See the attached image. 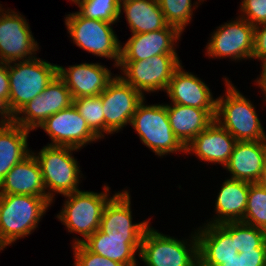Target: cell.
Listing matches in <instances>:
<instances>
[{"instance_id":"cell-1","label":"cell","mask_w":266,"mask_h":266,"mask_svg":"<svg viewBox=\"0 0 266 266\" xmlns=\"http://www.w3.org/2000/svg\"><path fill=\"white\" fill-rule=\"evenodd\" d=\"M192 246L148 227L139 255L147 266H223L229 259L203 232L193 236ZM191 249V250H190Z\"/></svg>"},{"instance_id":"cell-2","label":"cell","mask_w":266,"mask_h":266,"mask_svg":"<svg viewBox=\"0 0 266 266\" xmlns=\"http://www.w3.org/2000/svg\"><path fill=\"white\" fill-rule=\"evenodd\" d=\"M266 241V190L250 183L242 221L217 245L229 260H247Z\"/></svg>"},{"instance_id":"cell-3","label":"cell","mask_w":266,"mask_h":266,"mask_svg":"<svg viewBox=\"0 0 266 266\" xmlns=\"http://www.w3.org/2000/svg\"><path fill=\"white\" fill-rule=\"evenodd\" d=\"M51 204L48 197L0 194V237L6 245L31 234Z\"/></svg>"},{"instance_id":"cell-4","label":"cell","mask_w":266,"mask_h":266,"mask_svg":"<svg viewBox=\"0 0 266 266\" xmlns=\"http://www.w3.org/2000/svg\"><path fill=\"white\" fill-rule=\"evenodd\" d=\"M8 63L10 94L8 104L14 115L28 102L42 93L58 75V65H52L36 57ZM34 58V59H33Z\"/></svg>"},{"instance_id":"cell-5","label":"cell","mask_w":266,"mask_h":266,"mask_svg":"<svg viewBox=\"0 0 266 266\" xmlns=\"http://www.w3.org/2000/svg\"><path fill=\"white\" fill-rule=\"evenodd\" d=\"M227 94L219 97L215 120L226 129L236 141L266 140L265 132L254 106L227 79ZM223 122L221 121V118Z\"/></svg>"},{"instance_id":"cell-6","label":"cell","mask_w":266,"mask_h":266,"mask_svg":"<svg viewBox=\"0 0 266 266\" xmlns=\"http://www.w3.org/2000/svg\"><path fill=\"white\" fill-rule=\"evenodd\" d=\"M143 101L137 106L130 122L141 141L159 156L174 151L186 152V147L171 129L166 105L146 106Z\"/></svg>"},{"instance_id":"cell-7","label":"cell","mask_w":266,"mask_h":266,"mask_svg":"<svg viewBox=\"0 0 266 266\" xmlns=\"http://www.w3.org/2000/svg\"><path fill=\"white\" fill-rule=\"evenodd\" d=\"M249 186L250 182L231 178L223 182L216 200L219 218H215L213 223H208L202 230L216 245L242 221L247 207Z\"/></svg>"},{"instance_id":"cell-8","label":"cell","mask_w":266,"mask_h":266,"mask_svg":"<svg viewBox=\"0 0 266 266\" xmlns=\"http://www.w3.org/2000/svg\"><path fill=\"white\" fill-rule=\"evenodd\" d=\"M112 23L89 19L78 12L68 14L66 25L75 44L100 57L113 58L116 66L120 62L121 46L114 34Z\"/></svg>"},{"instance_id":"cell-9","label":"cell","mask_w":266,"mask_h":266,"mask_svg":"<svg viewBox=\"0 0 266 266\" xmlns=\"http://www.w3.org/2000/svg\"><path fill=\"white\" fill-rule=\"evenodd\" d=\"M77 148L69 146H45L35 156L43 176L46 188L63 195L71 194L77 189L80 170L77 161L72 157L71 151Z\"/></svg>"},{"instance_id":"cell-10","label":"cell","mask_w":266,"mask_h":266,"mask_svg":"<svg viewBox=\"0 0 266 266\" xmlns=\"http://www.w3.org/2000/svg\"><path fill=\"white\" fill-rule=\"evenodd\" d=\"M64 196L69 200L57 216L69 232H78L86 240L100 228L102 213L110 198L107 193L80 190Z\"/></svg>"},{"instance_id":"cell-11","label":"cell","mask_w":266,"mask_h":266,"mask_svg":"<svg viewBox=\"0 0 266 266\" xmlns=\"http://www.w3.org/2000/svg\"><path fill=\"white\" fill-rule=\"evenodd\" d=\"M177 55H155L146 60L120 61L125 78L120 76L141 94L142 90L153 92L167 90L175 70L180 66Z\"/></svg>"},{"instance_id":"cell-12","label":"cell","mask_w":266,"mask_h":266,"mask_svg":"<svg viewBox=\"0 0 266 266\" xmlns=\"http://www.w3.org/2000/svg\"><path fill=\"white\" fill-rule=\"evenodd\" d=\"M104 110V132L113 133L131 122L143 94L120 76L113 77L100 94Z\"/></svg>"},{"instance_id":"cell-13","label":"cell","mask_w":266,"mask_h":266,"mask_svg":"<svg viewBox=\"0 0 266 266\" xmlns=\"http://www.w3.org/2000/svg\"><path fill=\"white\" fill-rule=\"evenodd\" d=\"M73 98L65 82L57 75L46 89L22 107L14 117V123L27 130L40 127L51 115L69 108ZM24 114L25 117L17 116Z\"/></svg>"},{"instance_id":"cell-14","label":"cell","mask_w":266,"mask_h":266,"mask_svg":"<svg viewBox=\"0 0 266 266\" xmlns=\"http://www.w3.org/2000/svg\"><path fill=\"white\" fill-rule=\"evenodd\" d=\"M40 127L51 137V146L80 149L84 144L99 139L73 104L51 115Z\"/></svg>"},{"instance_id":"cell-15","label":"cell","mask_w":266,"mask_h":266,"mask_svg":"<svg viewBox=\"0 0 266 266\" xmlns=\"http://www.w3.org/2000/svg\"><path fill=\"white\" fill-rule=\"evenodd\" d=\"M241 19V20H240ZM226 23L217 29L207 45V53L212 57L252 58L254 49V29L245 17Z\"/></svg>"},{"instance_id":"cell-16","label":"cell","mask_w":266,"mask_h":266,"mask_svg":"<svg viewBox=\"0 0 266 266\" xmlns=\"http://www.w3.org/2000/svg\"><path fill=\"white\" fill-rule=\"evenodd\" d=\"M2 14L0 15V62L8 64L18 59L24 60V57L34 54L32 52L37 51V42L26 20L12 11Z\"/></svg>"},{"instance_id":"cell-17","label":"cell","mask_w":266,"mask_h":266,"mask_svg":"<svg viewBox=\"0 0 266 266\" xmlns=\"http://www.w3.org/2000/svg\"><path fill=\"white\" fill-rule=\"evenodd\" d=\"M180 35L181 32L170 25L157 31L132 34L124 47H121L120 61L146 60L155 55H177L173 45Z\"/></svg>"},{"instance_id":"cell-18","label":"cell","mask_w":266,"mask_h":266,"mask_svg":"<svg viewBox=\"0 0 266 266\" xmlns=\"http://www.w3.org/2000/svg\"><path fill=\"white\" fill-rule=\"evenodd\" d=\"M130 204L128 191L111 197L104 207L99 229L108 237L142 238L149 222L132 224Z\"/></svg>"},{"instance_id":"cell-19","label":"cell","mask_w":266,"mask_h":266,"mask_svg":"<svg viewBox=\"0 0 266 266\" xmlns=\"http://www.w3.org/2000/svg\"><path fill=\"white\" fill-rule=\"evenodd\" d=\"M58 76L65 82L73 99L100 95L113 79L107 68L94 63L69 66L68 69L58 66Z\"/></svg>"},{"instance_id":"cell-20","label":"cell","mask_w":266,"mask_h":266,"mask_svg":"<svg viewBox=\"0 0 266 266\" xmlns=\"http://www.w3.org/2000/svg\"><path fill=\"white\" fill-rule=\"evenodd\" d=\"M0 194L48 197L51 202L53 200L52 193H45L41 168L34 153L14 165L6 174L0 183Z\"/></svg>"},{"instance_id":"cell-21","label":"cell","mask_w":266,"mask_h":266,"mask_svg":"<svg viewBox=\"0 0 266 266\" xmlns=\"http://www.w3.org/2000/svg\"><path fill=\"white\" fill-rule=\"evenodd\" d=\"M236 142V139L214 120L186 146V152L192 151L203 161L221 163L225 167Z\"/></svg>"},{"instance_id":"cell-22","label":"cell","mask_w":266,"mask_h":266,"mask_svg":"<svg viewBox=\"0 0 266 266\" xmlns=\"http://www.w3.org/2000/svg\"><path fill=\"white\" fill-rule=\"evenodd\" d=\"M266 159V140L237 141L228 164L231 179L256 183Z\"/></svg>"},{"instance_id":"cell-23","label":"cell","mask_w":266,"mask_h":266,"mask_svg":"<svg viewBox=\"0 0 266 266\" xmlns=\"http://www.w3.org/2000/svg\"><path fill=\"white\" fill-rule=\"evenodd\" d=\"M181 69L180 65L175 70L166 90L172 102L199 109H216L217 100H213L206 84Z\"/></svg>"},{"instance_id":"cell-24","label":"cell","mask_w":266,"mask_h":266,"mask_svg":"<svg viewBox=\"0 0 266 266\" xmlns=\"http://www.w3.org/2000/svg\"><path fill=\"white\" fill-rule=\"evenodd\" d=\"M173 106L166 105L171 129L185 147L215 120L216 109H199L175 103Z\"/></svg>"},{"instance_id":"cell-25","label":"cell","mask_w":266,"mask_h":266,"mask_svg":"<svg viewBox=\"0 0 266 266\" xmlns=\"http://www.w3.org/2000/svg\"><path fill=\"white\" fill-rule=\"evenodd\" d=\"M142 238L108 237L100 229L86 240H79L74 244L82 243L89 251L103 256L125 266H136L135 252L140 251Z\"/></svg>"},{"instance_id":"cell-26","label":"cell","mask_w":266,"mask_h":266,"mask_svg":"<svg viewBox=\"0 0 266 266\" xmlns=\"http://www.w3.org/2000/svg\"><path fill=\"white\" fill-rule=\"evenodd\" d=\"M122 6L132 34L157 31L168 26L158 0H121L120 8Z\"/></svg>"},{"instance_id":"cell-27","label":"cell","mask_w":266,"mask_h":266,"mask_svg":"<svg viewBox=\"0 0 266 266\" xmlns=\"http://www.w3.org/2000/svg\"><path fill=\"white\" fill-rule=\"evenodd\" d=\"M29 131L15 123L0 124V183L14 165L30 154Z\"/></svg>"},{"instance_id":"cell-28","label":"cell","mask_w":266,"mask_h":266,"mask_svg":"<svg viewBox=\"0 0 266 266\" xmlns=\"http://www.w3.org/2000/svg\"><path fill=\"white\" fill-rule=\"evenodd\" d=\"M78 4L81 16L89 19L114 23L119 20L121 0H73Z\"/></svg>"},{"instance_id":"cell-29","label":"cell","mask_w":266,"mask_h":266,"mask_svg":"<svg viewBox=\"0 0 266 266\" xmlns=\"http://www.w3.org/2000/svg\"><path fill=\"white\" fill-rule=\"evenodd\" d=\"M73 105L86 120L89 128L102 138L104 132V110L100 95L73 99Z\"/></svg>"},{"instance_id":"cell-30","label":"cell","mask_w":266,"mask_h":266,"mask_svg":"<svg viewBox=\"0 0 266 266\" xmlns=\"http://www.w3.org/2000/svg\"><path fill=\"white\" fill-rule=\"evenodd\" d=\"M158 3L167 24L182 32L191 20V0H158Z\"/></svg>"},{"instance_id":"cell-31","label":"cell","mask_w":266,"mask_h":266,"mask_svg":"<svg viewBox=\"0 0 266 266\" xmlns=\"http://www.w3.org/2000/svg\"><path fill=\"white\" fill-rule=\"evenodd\" d=\"M75 266H125L89 251L82 243L74 244Z\"/></svg>"},{"instance_id":"cell-32","label":"cell","mask_w":266,"mask_h":266,"mask_svg":"<svg viewBox=\"0 0 266 266\" xmlns=\"http://www.w3.org/2000/svg\"><path fill=\"white\" fill-rule=\"evenodd\" d=\"M241 11L254 27L266 23V0H243Z\"/></svg>"},{"instance_id":"cell-33","label":"cell","mask_w":266,"mask_h":266,"mask_svg":"<svg viewBox=\"0 0 266 266\" xmlns=\"http://www.w3.org/2000/svg\"><path fill=\"white\" fill-rule=\"evenodd\" d=\"M255 26L254 29V49L252 58L261 59L263 62L266 61V23L261 24V27Z\"/></svg>"},{"instance_id":"cell-34","label":"cell","mask_w":266,"mask_h":266,"mask_svg":"<svg viewBox=\"0 0 266 266\" xmlns=\"http://www.w3.org/2000/svg\"><path fill=\"white\" fill-rule=\"evenodd\" d=\"M10 83L8 64L0 62V96L9 101Z\"/></svg>"},{"instance_id":"cell-35","label":"cell","mask_w":266,"mask_h":266,"mask_svg":"<svg viewBox=\"0 0 266 266\" xmlns=\"http://www.w3.org/2000/svg\"><path fill=\"white\" fill-rule=\"evenodd\" d=\"M0 114L1 117L3 115L1 119V124H10V123H14V117L15 115L12 113L10 106L8 104V101L4 98L0 96Z\"/></svg>"},{"instance_id":"cell-36","label":"cell","mask_w":266,"mask_h":266,"mask_svg":"<svg viewBox=\"0 0 266 266\" xmlns=\"http://www.w3.org/2000/svg\"><path fill=\"white\" fill-rule=\"evenodd\" d=\"M266 257V241L247 259L250 264L258 265Z\"/></svg>"},{"instance_id":"cell-37","label":"cell","mask_w":266,"mask_h":266,"mask_svg":"<svg viewBox=\"0 0 266 266\" xmlns=\"http://www.w3.org/2000/svg\"><path fill=\"white\" fill-rule=\"evenodd\" d=\"M262 68H263L262 75L257 82L259 86L263 89L266 97V61L263 62Z\"/></svg>"},{"instance_id":"cell-38","label":"cell","mask_w":266,"mask_h":266,"mask_svg":"<svg viewBox=\"0 0 266 266\" xmlns=\"http://www.w3.org/2000/svg\"><path fill=\"white\" fill-rule=\"evenodd\" d=\"M259 186H261L264 190H266V159L264 161V165L262 167V171L258 181L256 182Z\"/></svg>"},{"instance_id":"cell-39","label":"cell","mask_w":266,"mask_h":266,"mask_svg":"<svg viewBox=\"0 0 266 266\" xmlns=\"http://www.w3.org/2000/svg\"><path fill=\"white\" fill-rule=\"evenodd\" d=\"M223 266H256L250 264L247 260H228Z\"/></svg>"},{"instance_id":"cell-40","label":"cell","mask_w":266,"mask_h":266,"mask_svg":"<svg viewBox=\"0 0 266 266\" xmlns=\"http://www.w3.org/2000/svg\"><path fill=\"white\" fill-rule=\"evenodd\" d=\"M5 246L7 245L3 242V240L0 237V250H2Z\"/></svg>"},{"instance_id":"cell-41","label":"cell","mask_w":266,"mask_h":266,"mask_svg":"<svg viewBox=\"0 0 266 266\" xmlns=\"http://www.w3.org/2000/svg\"><path fill=\"white\" fill-rule=\"evenodd\" d=\"M257 266H266V257Z\"/></svg>"}]
</instances>
